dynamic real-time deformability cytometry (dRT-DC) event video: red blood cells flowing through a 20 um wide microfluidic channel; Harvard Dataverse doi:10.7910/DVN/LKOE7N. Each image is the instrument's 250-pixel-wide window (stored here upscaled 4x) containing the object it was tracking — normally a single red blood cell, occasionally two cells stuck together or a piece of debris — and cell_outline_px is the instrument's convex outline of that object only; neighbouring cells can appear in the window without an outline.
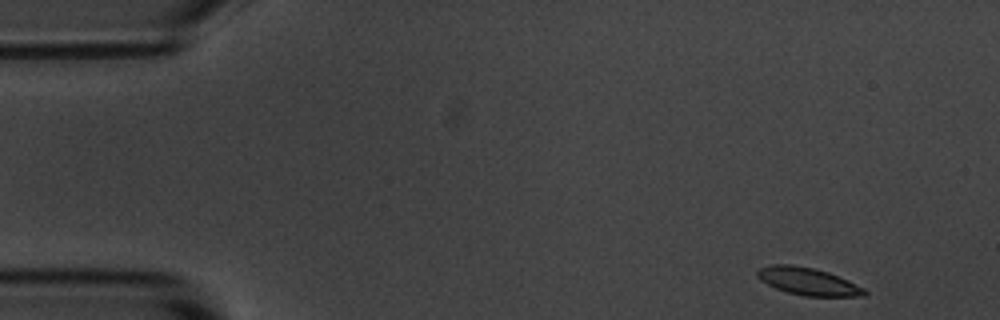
{"species": "common noctule bat (a hibernating species)", "species_latin": "Nyctalus noctula", "temperature_condition": "room temperature", "stored_images_in_passage": 52, "camera_frame_rate_fps": 3000, "um_per_image_px": 0.085, "animal": {"sex": "male", "body_mass_g": 20.1, "forearm_length_mm": 53.5}, "frame": {"image": 1, "passage_image": 1, "time_ms": 0.0, "image_size_px": [1000, 320], "cell_outline_px": [[868, 292], [864, 296], [804, 296], [788, 292], [776, 288], [760, 280], [756, 276], [756, 272], [760, 268], [772, 264], [792, 264], [812, 268], [828, 272], [848, 280], [864, 288]], "centroid_in_image_um": [68.67, 23.91], "position_along_channel_um": 16.3, "area_um2": 17.05}}
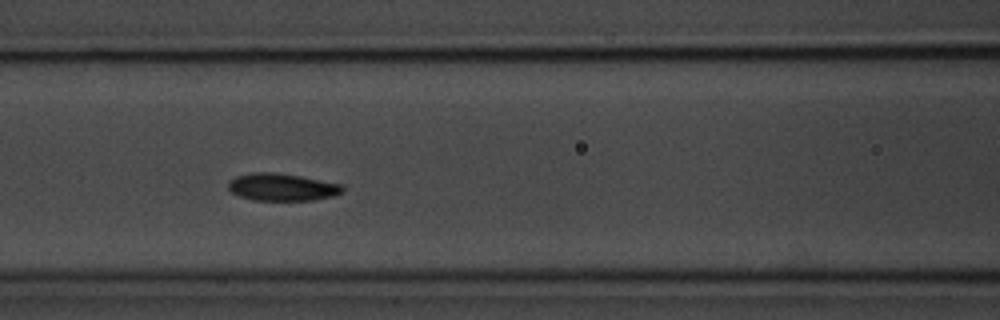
{"frame": {"image": 2, "passage_image": 20, "time_ms": 6.333, "image_size_px": [1000, 320], "cell_outline_px": [[344, 188], [340, 192], [332, 196], [312, 200], [256, 200], [240, 196], [232, 192], [228, 188], [228, 180], [236, 176], [252, 172], [276, 172], [300, 176], [340, 184]], "centroid_in_image_um": [23.91, 15.89], "position_along_channel_um": 142.7, "area_um2": 18.03}}
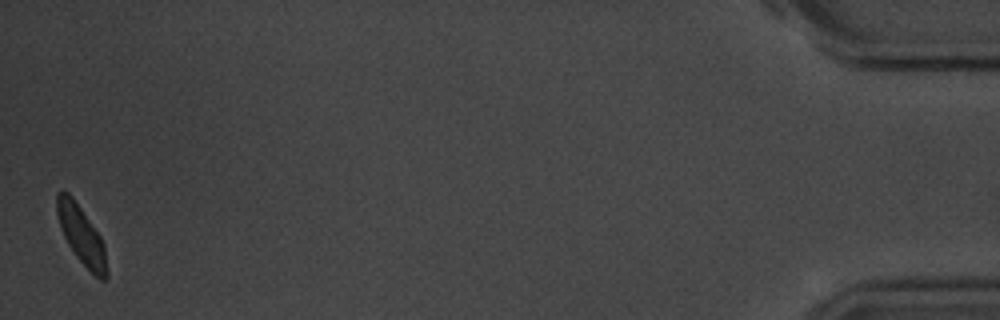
{"frame": {"image": 3, "passage_image": 52, "time_ms": 17.0, "image_size_px": [1000, 320], "cell_outline_px": [[108, 276], [104, 280], [100, 280], [76, 256], [68, 244], [60, 228], [56, 212], [56, 192], [68, 192], [72, 196], [100, 236], [104, 244], [108, 272]], "centroid_in_image_um": [6.91, 19.99], "position_along_channel_um": 428.3, "area_um2": 16.7}, "authors_computed_cell_mechanics": {"area_um2": 17.6001, "velocity_mm_per_s": 3.5505, "shape_relaxation_time_tau1_ms": null, "shape_relaxation_time_tau2_ms": 3.4262, "deformation_change_tau1": null, "deformation_change_tau2": 0.0989}}